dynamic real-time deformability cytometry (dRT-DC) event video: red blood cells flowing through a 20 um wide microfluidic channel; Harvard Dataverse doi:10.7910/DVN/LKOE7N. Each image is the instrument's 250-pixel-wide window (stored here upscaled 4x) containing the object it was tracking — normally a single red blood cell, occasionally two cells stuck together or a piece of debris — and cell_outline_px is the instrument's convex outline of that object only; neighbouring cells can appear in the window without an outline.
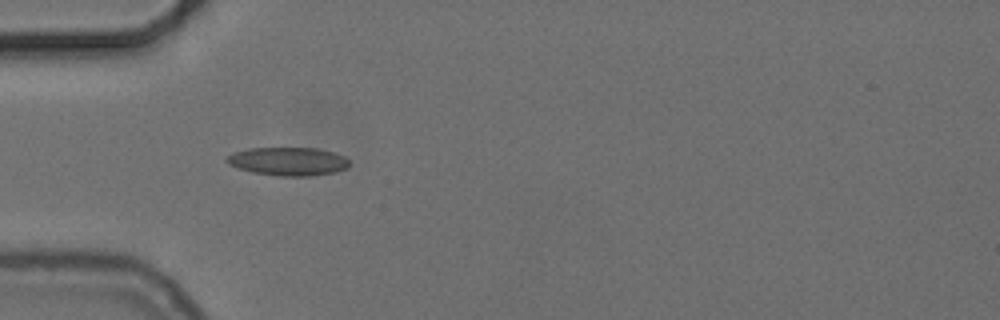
{"species": "common noctule bat (a hibernating species)", "species_latin": "Nyctalus noctula", "temperature_condition": "cold", "stored_images_in_passage": 4, "camera_frame_rate_fps": 3000, "um_per_image_px": 0.085, "animal": {"sex": "female", "body_mass_g": 24.6, "forearm_length_mm": 56.2}, "frame": {"image": 1, "passage_image": 1, "time_ms": 0.0, "image_size_px": [1000, 320], "cell_outline_px": [[348, 168], [336, 172], [308, 176], [280, 176], [252, 172], [228, 164], [224, 160], [232, 152], [248, 148], [316, 148], [332, 152], [344, 156], [348, 160]], "centroid_in_image_um": [24.47, 13.71], "position_along_channel_um": 60.5, "area_um2": 20.23}}
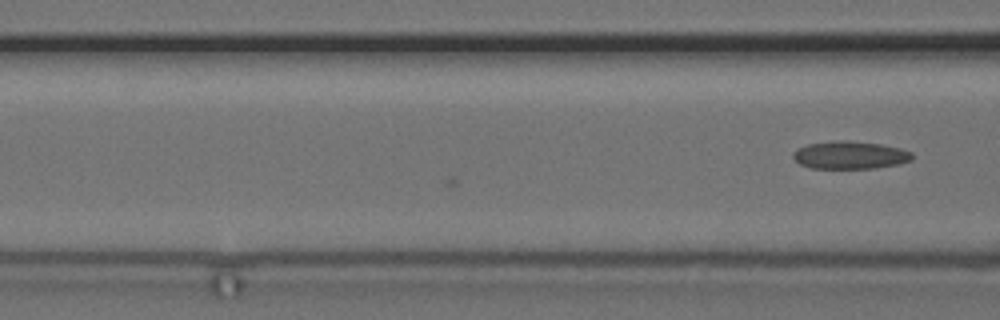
{"frame": {"image": 2, "passage_image": 4, "time_ms": 1.0, "image_size_px": [1000, 320], "cell_outline_px": [[912, 160], [900, 164], [876, 168], [812, 168], [800, 164], [792, 156], [792, 152], [808, 144], [836, 140], [844, 140], [880, 144], [900, 148], [912, 152]], "centroid_in_image_um": [72.27, 13.18], "position_along_channel_um": 94.3, "area_um2": 19.19}}